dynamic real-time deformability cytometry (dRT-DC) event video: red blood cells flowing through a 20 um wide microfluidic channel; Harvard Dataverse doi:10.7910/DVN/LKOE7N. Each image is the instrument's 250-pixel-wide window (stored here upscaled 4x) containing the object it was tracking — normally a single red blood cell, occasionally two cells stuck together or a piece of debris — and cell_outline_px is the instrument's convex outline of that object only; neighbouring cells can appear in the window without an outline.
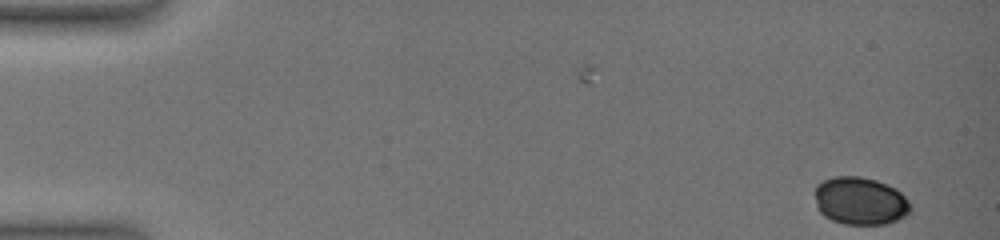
{"species": "common noctule bat (a hibernating species)", "species_latin": "Nyctalus noctula", "temperature_condition": "warm", "stored_images_in_passage": 4, "camera_frame_rate_fps": 3000, "um_per_image_px": 0.085, "animal": {"sex": "female", "body_mass_g": 19.0, "forearm_length_mm": 51.5}, "frame": {"image": 1, "passage_image": 4, "time_ms": 2.0, "image_size_px": [1000, 240], "cell_outline_px": [[912, 208], [904, 216], [888, 224], [844, 224], [832, 220], [824, 216], [820, 212], [816, 204], [816, 184], [824, 180], [836, 176], [860, 176], [876, 180], [896, 188], [912, 204]], "centroid_in_image_um": [73.13, 17.08], "position_along_channel_um": 11.9, "area_um2": 26.65}}